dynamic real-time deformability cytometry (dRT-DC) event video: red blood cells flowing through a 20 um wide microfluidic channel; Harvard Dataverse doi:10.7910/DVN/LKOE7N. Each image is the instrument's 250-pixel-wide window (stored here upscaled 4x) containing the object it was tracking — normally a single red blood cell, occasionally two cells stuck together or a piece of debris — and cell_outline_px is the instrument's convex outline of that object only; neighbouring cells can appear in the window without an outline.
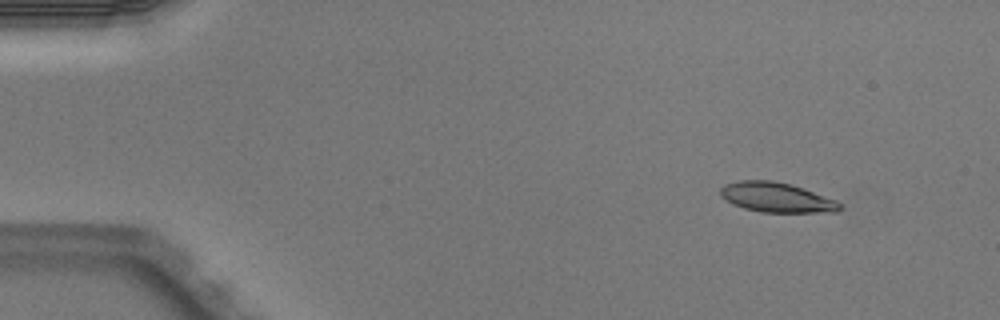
{"species": "Egyptian fruit bat (a non-hibernating species)", "species_latin": "Rousettus aegyptiacus", "temperature_condition": "warm", "stored_images_in_passage": 4, "camera_frame_rate_fps": 3000, "um_per_image_px": 0.085, "animal": {"sex": "male"}, "frame": {"image": 1, "passage_image": 2, "time_ms": 0.333, "image_size_px": [1000, 320], "cell_outline_px": [[840, 208], [836, 212], [760, 212], [744, 208], [732, 204], [720, 196], [720, 188], [724, 184], [740, 180], [772, 180], [804, 188], [836, 200], [840, 204]], "centroid_in_image_um": [65.97, 16.77], "position_along_channel_um": 19.0, "area_um2": 20.69}}
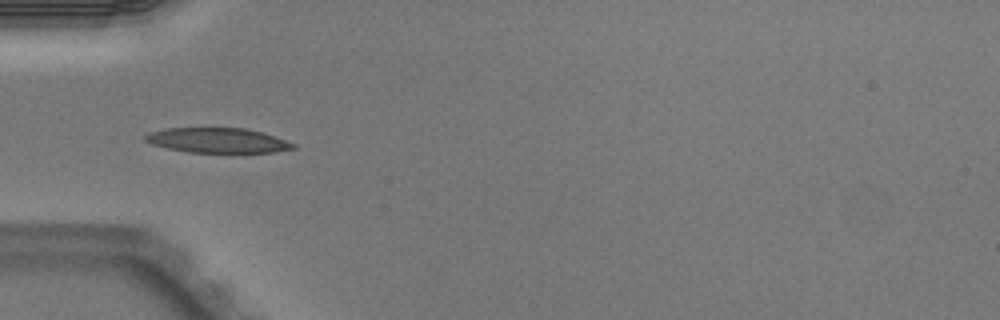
{"frame": {"image": 2, "passage_image": 4, "time_ms": 1.0, "image_size_px": [1000, 320], "cell_outline_px": [[296, 148], [272, 152], [188, 152], [168, 148], [152, 144], [144, 140], [144, 136], [148, 132], [164, 128], [244, 128], [260, 132], [296, 144]], "centroid_in_image_um": [18.43, 11.92], "position_along_channel_um": 66.6, "area_um2": 21.21}}